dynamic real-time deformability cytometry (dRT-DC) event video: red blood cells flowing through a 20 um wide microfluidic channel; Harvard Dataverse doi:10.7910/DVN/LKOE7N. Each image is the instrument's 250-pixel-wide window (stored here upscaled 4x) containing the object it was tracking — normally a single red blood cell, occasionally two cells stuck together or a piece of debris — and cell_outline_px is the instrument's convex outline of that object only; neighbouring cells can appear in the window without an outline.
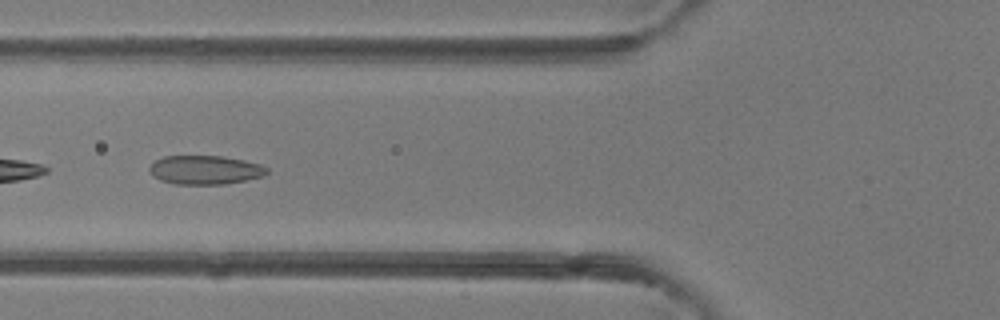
{"species": "common noctule bat (a hibernating species)", "species_latin": "Nyctalus noctula", "temperature_condition": "room temperature", "stored_images_in_passage": 4, "camera_frame_rate_fps": 3000, "um_per_image_px": 0.085, "animal": {"sex": "female"}, "frame": {"image": 1, "passage_image": 4, "time_ms": 3.333, "image_size_px": [1000, 320], "cell_outline_px": [[268, 172], [264, 176], [224, 184], [176, 184], [160, 180], [152, 176], [148, 168], [156, 160], [164, 156], [224, 156], [244, 160], [260, 164], [268, 168]], "centroid_in_image_um": [17.43, 14.44], "position_along_channel_um": 108.4, "area_um2": 19.77}}